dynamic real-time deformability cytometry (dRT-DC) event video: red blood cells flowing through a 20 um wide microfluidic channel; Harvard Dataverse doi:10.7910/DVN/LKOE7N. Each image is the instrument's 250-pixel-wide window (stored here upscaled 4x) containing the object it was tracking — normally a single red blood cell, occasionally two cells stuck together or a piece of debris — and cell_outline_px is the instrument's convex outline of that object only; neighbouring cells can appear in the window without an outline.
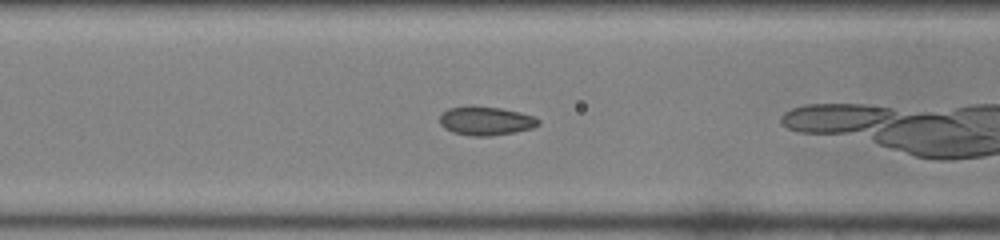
{"species": "common noctule bat (a hibernating species)", "species_latin": "Nyctalus noctula", "temperature_condition": "room temperature", "stored_images_in_passage": 8, "camera_frame_rate_fps": 3000, "um_per_image_px": 0.085, "animal": {"sex": "female", "body_mass_g": 22.0, "forearm_length_mm": 56.7}, "frame": {"image": 1, "passage_image": 7, "time_ms": 2.0, "image_size_px": [1000, 240], "cell_outline_px": [[540, 124], [532, 128], [516, 132], [492, 136], [472, 136], [452, 132], [444, 128], [440, 124], [440, 116], [448, 108], [472, 104], [500, 108], [520, 112], [532, 116], [540, 120]], "centroid_in_image_um": [41.28, 10.26], "position_along_channel_um": 125.3, "area_um2": 16.82}}